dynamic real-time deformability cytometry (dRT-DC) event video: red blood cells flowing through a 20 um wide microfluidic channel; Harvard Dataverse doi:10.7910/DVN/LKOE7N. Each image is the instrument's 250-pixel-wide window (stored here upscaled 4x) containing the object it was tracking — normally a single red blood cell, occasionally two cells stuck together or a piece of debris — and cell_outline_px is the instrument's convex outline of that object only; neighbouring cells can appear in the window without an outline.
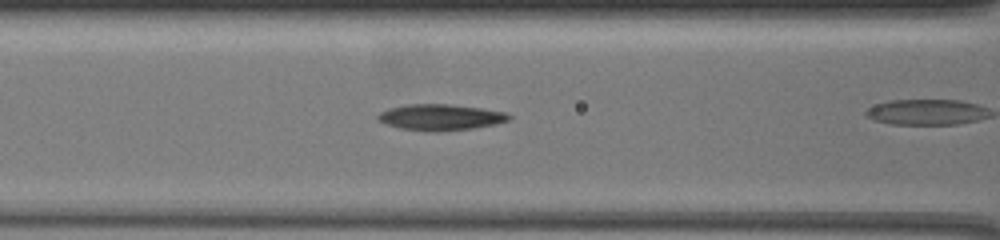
{"species": "common noctule bat (a hibernating species)", "species_latin": "Nyctalus noctula", "temperature_condition": "warm", "stored_images_in_passage": 35, "camera_frame_rate_fps": 3000, "um_per_image_px": 0.085, "animal": {"sex": "female", "body_mass_g": 19.5, "forearm_length_mm": 54.1}, "frame": {"image": 1, "passage_image": 30, "time_ms": 9.667, "image_size_px": [1000, 240], "cell_outline_px": [[512, 120], [496, 124], [472, 128], [436, 132], [424, 132], [400, 128], [376, 120], [376, 116], [380, 112], [388, 108], [404, 104], [448, 104], [480, 108], [504, 112], [512, 116]], "centroid_in_image_um": [37.42, 9.97], "position_along_channel_um": 129.2, "area_um2": 20.11}}